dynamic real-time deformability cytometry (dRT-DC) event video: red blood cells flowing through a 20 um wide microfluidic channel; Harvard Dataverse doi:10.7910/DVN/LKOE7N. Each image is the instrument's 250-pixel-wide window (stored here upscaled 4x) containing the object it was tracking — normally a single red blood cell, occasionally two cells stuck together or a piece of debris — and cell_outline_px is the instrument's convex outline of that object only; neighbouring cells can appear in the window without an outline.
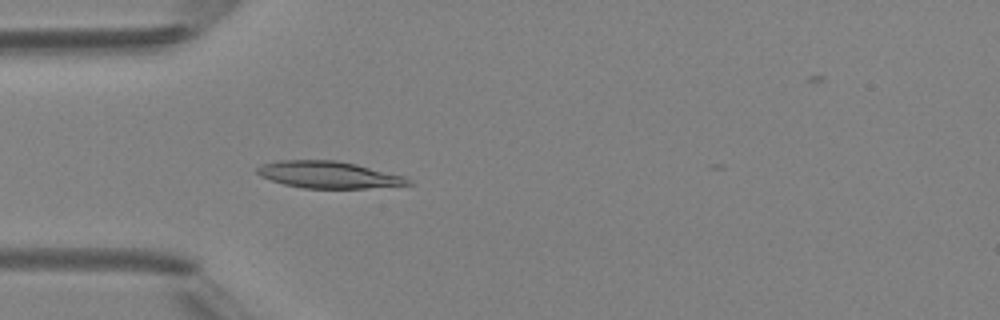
{"species": "Egyptian fruit bat (a non-hibernating species)", "species_latin": "Rousettus aegyptiacus", "temperature_condition": "room temperature", "stored_images_in_passage": 3, "camera_frame_rate_fps": 3000, "um_per_image_px": 0.085, "animal": {"sex": "female"}, "frame": {"image": 1, "passage_image": 3, "time_ms": 2.333, "image_size_px": [1000, 320], "cell_outline_px": [[412, 184], [368, 188], [304, 188], [284, 184], [260, 176], [256, 172], [256, 168], [260, 164], [280, 160], [336, 160], [356, 164], [404, 176]], "centroid_in_image_um": [27.88, 14.84], "position_along_channel_um": 57.1, "area_um2": 23.47}}